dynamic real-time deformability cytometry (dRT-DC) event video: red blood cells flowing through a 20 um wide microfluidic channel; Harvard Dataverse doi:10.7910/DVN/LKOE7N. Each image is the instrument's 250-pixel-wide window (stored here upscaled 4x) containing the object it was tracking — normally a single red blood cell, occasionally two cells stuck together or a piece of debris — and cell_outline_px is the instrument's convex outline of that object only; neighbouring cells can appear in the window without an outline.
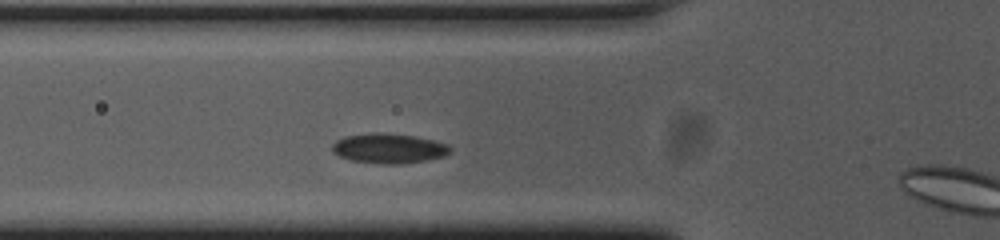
{"species": "common noctule bat (a hibernating species)", "species_latin": "Nyctalus noctula", "temperature_condition": "cold", "stored_images_in_passage": 9, "camera_frame_rate_fps": 3000, "um_per_image_px": 0.085, "animal": {"sex": "female", "body_mass_g": 23.0, "forearm_length_mm": 53.4}, "frame": {"image": 1, "passage_image": 8, "time_ms": 2.333, "image_size_px": [1000, 240], "cell_outline_px": [[452, 152], [444, 156], [428, 160], [400, 164], [380, 164], [352, 160], [340, 156], [332, 152], [332, 144], [336, 140], [344, 136], [372, 132], [380, 132], [416, 136], [448, 144], [452, 148]], "centroid_in_image_um": [33.06, 12.61], "position_along_channel_um": 92.7, "area_um2": 20.75}}